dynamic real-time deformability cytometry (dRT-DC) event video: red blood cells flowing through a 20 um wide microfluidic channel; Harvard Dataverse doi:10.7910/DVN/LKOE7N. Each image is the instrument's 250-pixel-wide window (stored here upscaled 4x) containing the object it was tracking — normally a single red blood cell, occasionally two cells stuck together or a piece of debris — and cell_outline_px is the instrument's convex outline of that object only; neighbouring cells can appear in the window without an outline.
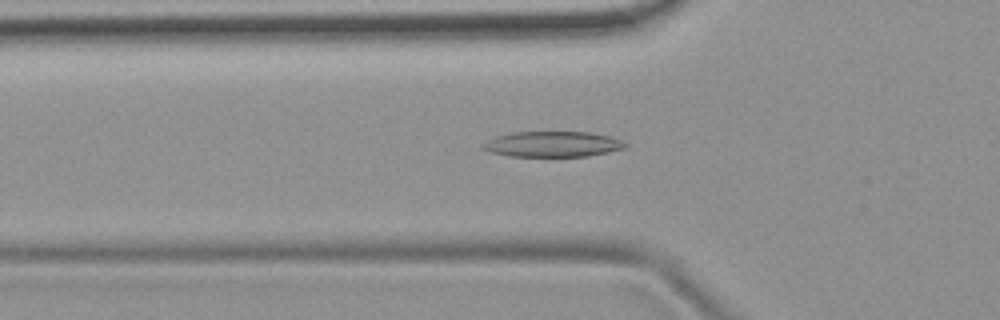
{"species": "common noctule bat (a hibernating species)", "species_latin": "Nyctalus noctula", "temperature_condition": "room temperature", "stored_images_in_passage": 51, "camera_frame_rate_fps": 3000, "um_per_image_px": 0.085, "animal": {"sex": "female", "body_mass_g": 19.9}, "frame": {"image": 1, "passage_image": 17, "time_ms": 5.333, "image_size_px": [1000, 320], "cell_outline_px": [[628, 148], [588, 156], [508, 156], [488, 152], [480, 144], [496, 136], [512, 132], [592, 132], [608, 136], [620, 140], [628, 144]], "centroid_in_image_um": [46.97, 12.25], "position_along_channel_um": 78.8, "area_um2": 21.27}}
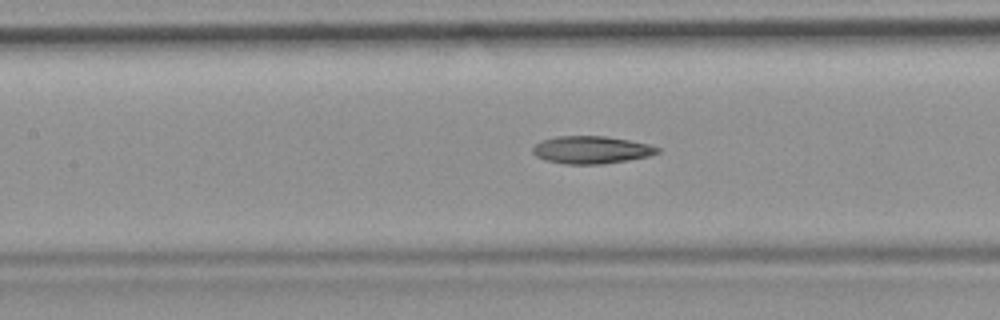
{"frame": {"image": 2, "passage_image": 23, "time_ms": 7.333, "image_size_px": [1000, 320], "cell_outline_px": [[660, 152], [648, 156], [628, 160], [604, 164], [564, 164], [544, 160], [536, 156], [532, 152], [532, 148], [540, 140], [556, 136], [604, 136], [628, 140], [648, 144], [660, 148]], "centroid_in_image_um": [50.23, 12.74], "position_along_channel_um": 157.2, "area_um2": 20.11}}
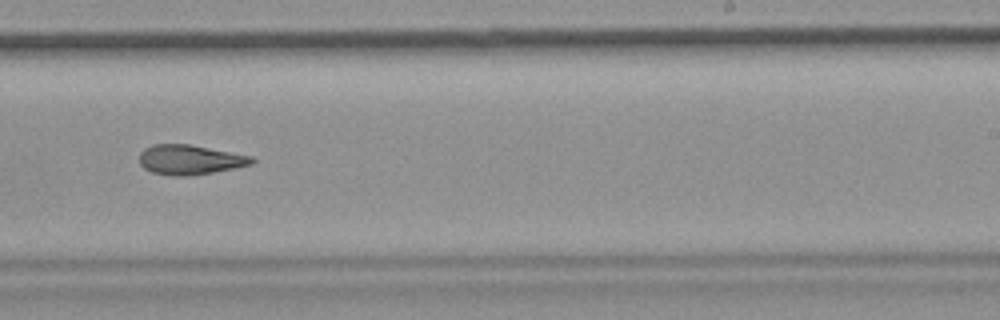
{"frame": {"image": 3, "passage_image": 32, "time_ms": 10.333, "image_size_px": [1000, 320], "cell_outline_px": [[256, 160], [252, 164], [236, 168], [188, 176], [172, 176], [152, 172], [144, 168], [140, 164], [140, 152], [144, 148], [152, 144], [188, 144], [252, 156]], "centroid_in_image_um": [16.13, 13.57], "position_along_channel_um": 272.9, "area_um2": 19.48}, "authors_computed_cell_mechanics": {"area_um2": 20.519, "velocity_mm_per_s": 3.8823, "shape_relaxation_time_tau1_ms": null, "shape_relaxation_time_tau2_ms": 10.6043, "deformation_change_tau1": null, "deformation_change_tau2": 0.2614}}